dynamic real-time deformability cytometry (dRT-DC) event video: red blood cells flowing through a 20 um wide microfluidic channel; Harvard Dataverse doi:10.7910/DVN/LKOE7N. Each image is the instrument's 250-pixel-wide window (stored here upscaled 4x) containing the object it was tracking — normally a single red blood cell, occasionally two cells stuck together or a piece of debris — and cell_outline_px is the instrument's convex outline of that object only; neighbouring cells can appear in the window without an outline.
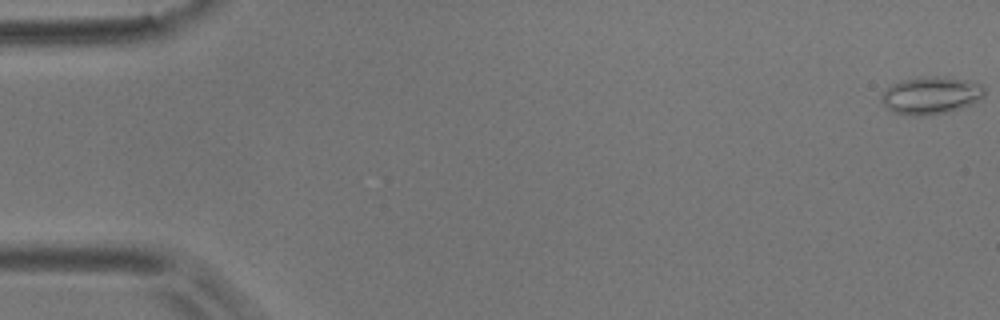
{"species": "common noctule bat (a hibernating species)", "species_latin": "Nyctalus noctula", "temperature_condition": "room temperature", "stored_images_in_passage": 9, "camera_frame_rate_fps": 3000, "um_per_image_px": 0.085, "animal": {"sex": "male", "body_mass_g": 17.9}, "frame": {"image": 1, "passage_image": 1, "time_ms": 0.0, "image_size_px": [1000, 320], "cell_outline_px": [[984, 96], [972, 104], [948, 112], [920, 116], [912, 116], [892, 112], [880, 100], [880, 96], [892, 84], [900, 80], [928, 76], [936, 76], [972, 80], [984, 84]], "centroid_in_image_um": [79.15, 8.1], "position_along_channel_um": 5.8, "area_um2": 22.72}}